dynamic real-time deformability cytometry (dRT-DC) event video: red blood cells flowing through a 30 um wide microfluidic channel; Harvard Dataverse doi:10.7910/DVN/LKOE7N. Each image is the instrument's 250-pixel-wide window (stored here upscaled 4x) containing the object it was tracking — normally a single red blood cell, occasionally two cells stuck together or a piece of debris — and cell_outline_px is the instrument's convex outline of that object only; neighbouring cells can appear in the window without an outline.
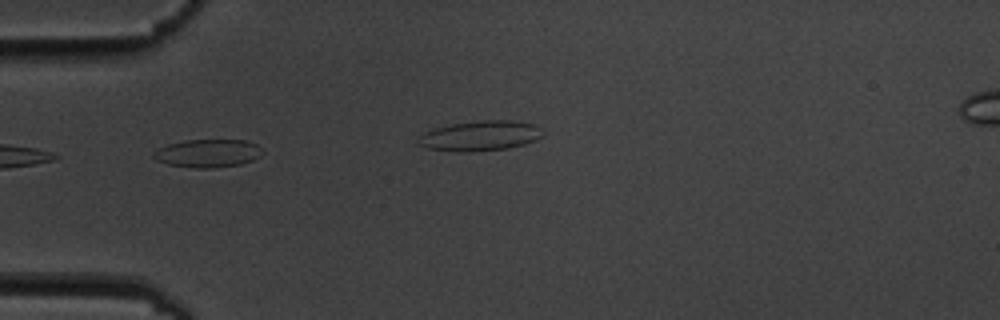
{"species": "common noctule bat (a hibernating species)", "species_latin": "Nyctalus noctula", "temperature_condition": "cold", "stored_images_in_passage": 5, "camera_frame_rate_fps": 3000, "um_per_image_px": 0.085, "animal": {"sex": "male", "body_mass_g": 19.5, "forearm_length_mm": 54.6}, "frame": {"image": 1, "passage_image": 2, "time_ms": 1.333, "image_size_px": [1000, 320], "cell_outline_px": [[264, 152], [260, 156], [252, 160], [240, 164], [212, 168], [196, 168], [168, 164], [156, 160], [152, 156], [160, 148], [168, 144], [184, 140], [244, 140], [256, 144], [264, 148]], "centroid_in_image_um": [17.71, 13.02], "position_along_channel_um": 67.3, "area_um2": 17.74}}
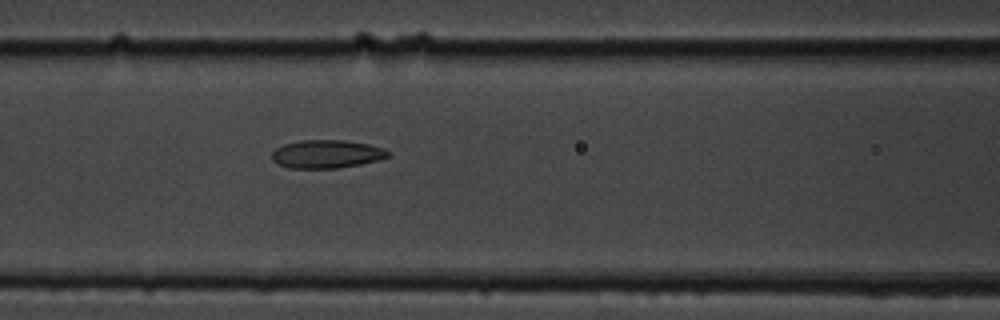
{"frame": {"image": 2, "passage_image": 5, "time_ms": 4.667, "image_size_px": [1000, 320], "cell_outline_px": [[388, 156], [376, 160], [360, 164], [336, 168], [292, 168], [280, 164], [272, 160], [272, 152], [276, 148], [284, 144], [300, 140], [344, 140], [368, 144], [384, 148], [388, 152]], "centroid_in_image_um": [27.74, 13.08], "position_along_channel_um": 138.9, "area_um2": 18.84}}